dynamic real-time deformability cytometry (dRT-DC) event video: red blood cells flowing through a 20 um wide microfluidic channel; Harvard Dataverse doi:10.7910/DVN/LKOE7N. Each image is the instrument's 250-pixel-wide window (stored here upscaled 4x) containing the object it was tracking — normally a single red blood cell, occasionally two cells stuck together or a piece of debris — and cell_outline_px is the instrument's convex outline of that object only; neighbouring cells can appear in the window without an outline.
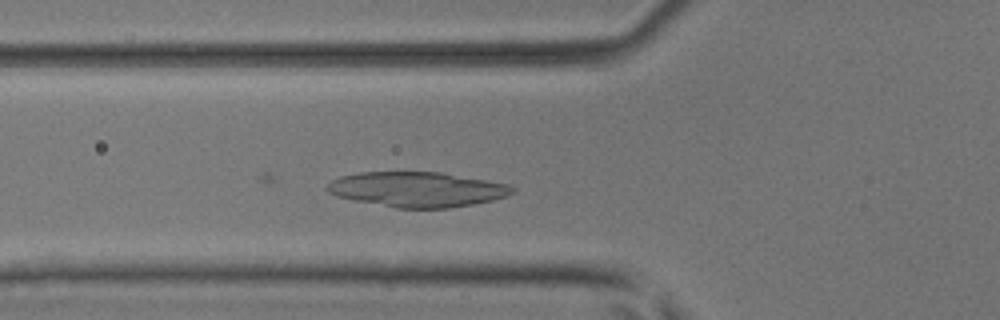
{"species": "common noctule bat (a hibernating species)", "species_latin": "Nyctalus noctula", "temperature_condition": "room temperature", "stored_images_in_passage": 11, "camera_frame_rate_fps": 3000, "um_per_image_px": 0.085, "animal": {"sex": "male", "body_mass_g": 17.9, "forearm_length_mm": 54.2}, "frame": {"image": 1, "passage_image": 11, "time_ms": 3.333, "image_size_px": [1000, 320], "cell_outline_px": [[516, 192], [492, 200], [472, 204], [448, 208], [396, 208], [336, 196], [328, 192], [324, 188], [332, 180], [340, 176], [360, 172], [440, 172], [488, 180], [508, 184], [516, 188]], "centroid_in_image_um": [35.46, 16.09], "position_along_channel_um": 90.3, "area_um2": 37.74}}